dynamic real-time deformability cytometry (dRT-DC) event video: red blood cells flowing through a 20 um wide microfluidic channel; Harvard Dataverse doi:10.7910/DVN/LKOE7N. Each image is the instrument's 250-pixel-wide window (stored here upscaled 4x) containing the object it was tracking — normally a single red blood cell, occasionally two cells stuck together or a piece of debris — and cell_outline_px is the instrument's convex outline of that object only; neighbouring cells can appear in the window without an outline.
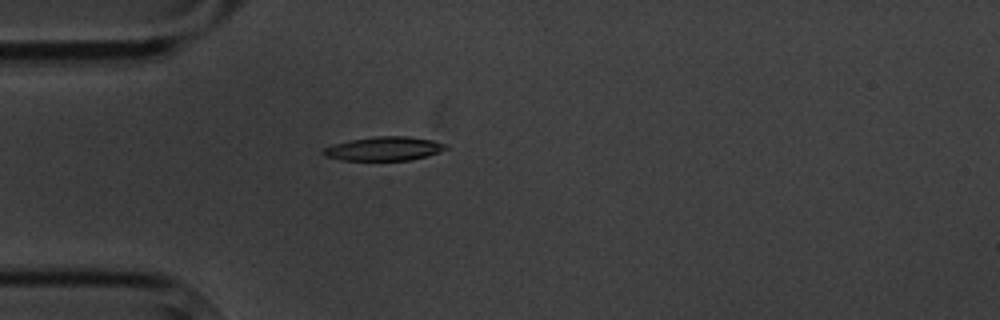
{"species": "common noctule bat (a hibernating species)", "species_latin": "Nyctalus noctula", "temperature_condition": "cold", "stored_images_in_passage": 3, "camera_frame_rate_fps": 3000, "um_per_image_px": 0.085, "animal": {"sex": "male", "body_mass_g": 20.1, "forearm_length_mm": 53.5}, "frame": {"image": 1, "passage_image": 3, "time_ms": 2.333, "image_size_px": [1000, 320], "cell_outline_px": [[448, 148], [440, 152], [408, 160], [340, 160], [324, 156], [320, 152], [324, 148], [332, 144], [348, 140], [376, 136], [408, 136], [432, 140], [448, 144]], "centroid_in_image_um": [32.6, 12.63], "position_along_channel_um": 52.4, "area_um2": 17.17}}